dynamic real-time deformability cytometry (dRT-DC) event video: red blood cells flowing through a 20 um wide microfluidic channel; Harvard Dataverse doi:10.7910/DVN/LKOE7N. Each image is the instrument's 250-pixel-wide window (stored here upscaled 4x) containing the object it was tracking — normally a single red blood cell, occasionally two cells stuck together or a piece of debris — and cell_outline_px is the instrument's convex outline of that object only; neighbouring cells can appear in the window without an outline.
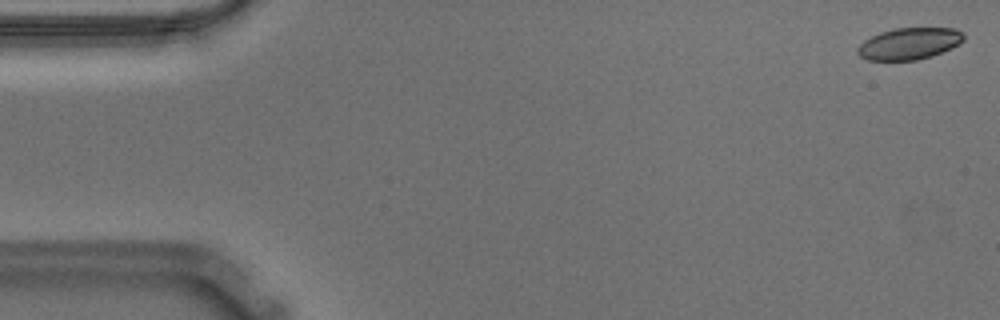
{"species": "Egyptian fruit bat (a non-hibernating species)", "species_latin": "Rousettus aegyptiacus", "temperature_condition": "warm", "stored_images_in_passage": 56, "camera_frame_rate_fps": 3000, "um_per_image_px": 0.085, "animal": {"sex": "male"}, "frame": {"image": 1, "passage_image": 1, "time_ms": 0.0, "image_size_px": [1000, 320], "cell_outline_px": [[964, 40], [960, 44], [952, 48], [932, 56], [916, 60], [868, 60], [860, 56], [856, 52], [856, 48], [864, 40], [880, 32], [892, 28], [956, 28], [964, 32]], "centroid_in_image_um": [77.3, 3.7], "position_along_channel_um": 7.7, "area_um2": 19.83}}
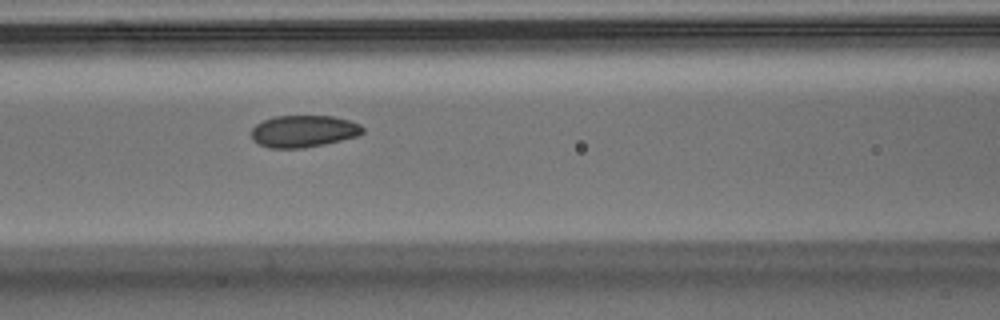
{"frame": {"image": 2, "passage_image": 23, "time_ms": 7.333, "image_size_px": [1000, 320], "cell_outline_px": [[364, 132], [360, 136], [324, 144], [304, 148], [268, 148], [252, 140], [252, 128], [256, 124], [264, 120], [276, 116], [332, 116], [348, 120], [360, 124], [364, 128]], "centroid_in_image_um": [25.83, 11.16], "position_along_channel_um": 140.8, "area_um2": 20.81}}
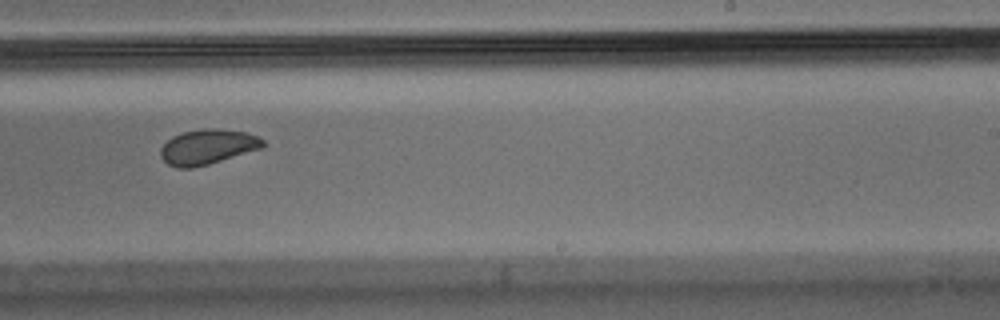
{"frame": {"image": 3, "passage_image": 34, "time_ms": 11.0, "image_size_px": [1000, 320], "cell_outline_px": [[264, 144], [260, 148], [208, 164], [192, 168], [176, 168], [168, 164], [160, 156], [160, 148], [172, 136], [184, 132], [204, 128], [216, 128], [244, 132], [256, 136], [264, 140]], "centroid_in_image_um": [17.59, 12.48], "position_along_channel_um": 271.4, "area_um2": 20.58}, "authors_computed_cell_mechanics": {"area_um2": 21.386, "velocity_mm_per_s": 3.5701, "shape_relaxation_time_tau1_ms": 8.8444, "shape_relaxation_time_tau2_ms": 2.2549, "deformation_change_tau1": 0.1259, "deformation_change_tau2": 0.0605}}